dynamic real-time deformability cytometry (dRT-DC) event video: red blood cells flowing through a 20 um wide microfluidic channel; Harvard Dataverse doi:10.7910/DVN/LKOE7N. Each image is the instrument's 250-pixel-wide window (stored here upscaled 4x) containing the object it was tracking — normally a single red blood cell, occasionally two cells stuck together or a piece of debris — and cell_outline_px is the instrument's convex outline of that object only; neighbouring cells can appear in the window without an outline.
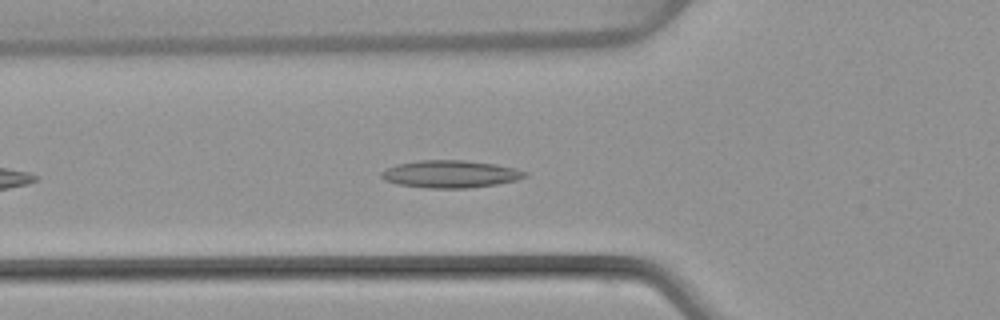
{"species": "common noctule bat (a hibernating species)", "species_latin": "Nyctalus noctula", "temperature_condition": "warm", "stored_images_in_passage": 33, "camera_frame_rate_fps": 3000, "um_per_image_px": 0.085, "animal": {"sex": "female", "body_mass_g": 22.7, "forearm_length_mm": 54.2}, "frame": {"image": 1, "passage_image": 7, "time_ms": 2.0, "image_size_px": [1000, 320], "cell_outline_px": [[528, 176], [516, 180], [496, 184], [468, 188], [428, 188], [396, 184], [384, 180], [380, 176], [380, 172], [396, 164], [420, 160], [464, 160], [496, 164], [516, 168], [528, 172]], "centroid_in_image_um": [38.29, 14.79], "position_along_channel_um": 87.5, "area_um2": 23.06}}
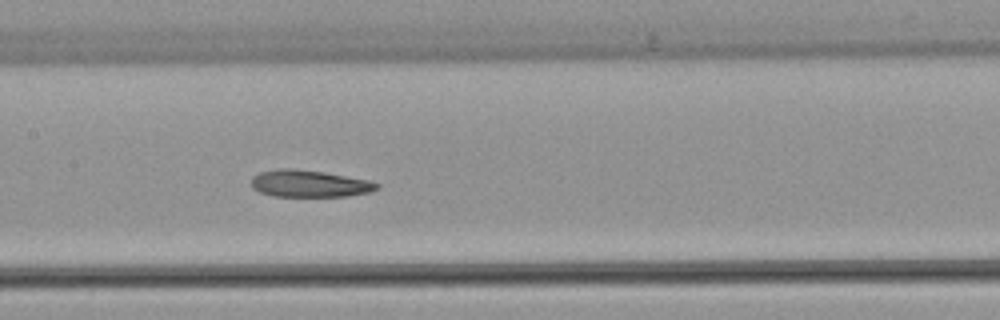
{"frame": {"image": 2, "passage_image": 14, "time_ms": 4.333, "image_size_px": [1000, 320], "cell_outline_px": [[380, 188], [368, 192], [348, 196], [272, 196], [260, 192], [252, 188], [252, 176], [260, 172], [276, 168], [292, 168], [324, 172], [368, 180], [380, 184]], "centroid_in_image_um": [26.27, 15.6], "position_along_channel_um": 181.1, "area_um2": 19.77}}
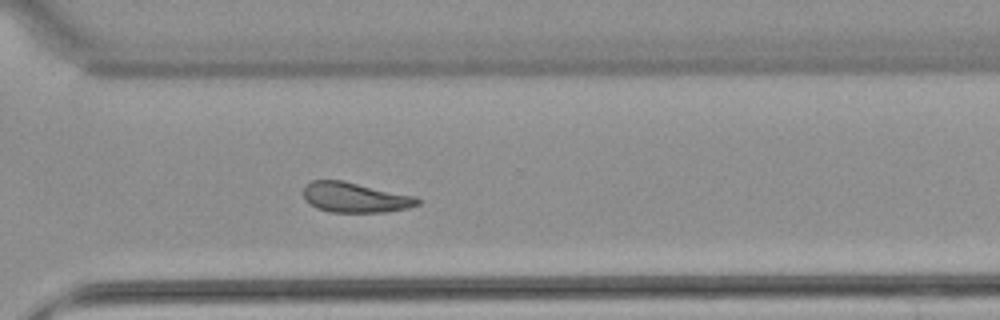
{"frame": {"image": 3, "passage_image": 26, "time_ms": 8.333, "image_size_px": [1000, 320], "cell_outline_px": [[420, 204], [408, 208], [384, 212], [328, 212], [316, 208], [304, 200], [304, 184], [312, 180], [340, 180], [416, 196], [420, 200]], "centroid_in_image_um": [30.15, 16.79], "position_along_channel_um": 340.4, "area_um2": 20.06}, "authors_computed_cell_mechanics": {"area_um2": 20.4612, "velocity_mm_per_s": 3.9995, "shape_relaxation_time_tau1_ms": 8.3862, "shape_relaxation_time_tau2_ms": 4.9125, "deformation_change_tau1": 0.2021, "deformation_change_tau2": 0.1428}}